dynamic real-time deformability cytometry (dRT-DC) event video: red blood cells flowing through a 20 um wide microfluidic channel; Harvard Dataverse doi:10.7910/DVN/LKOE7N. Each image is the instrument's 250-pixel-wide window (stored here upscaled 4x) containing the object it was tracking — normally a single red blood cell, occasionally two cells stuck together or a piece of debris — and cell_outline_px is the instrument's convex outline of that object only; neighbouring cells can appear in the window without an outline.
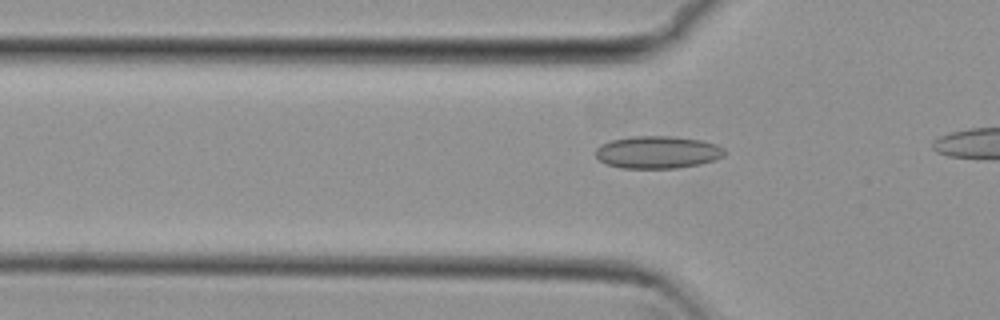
{"species": "common noctule bat (a hibernating species)", "species_latin": "Nyctalus noctula", "temperature_condition": "cold", "stored_images_in_passage": 11, "camera_frame_rate_fps": 3000, "um_per_image_px": 0.085, "animal": {"sex": "female", "body_mass_g": 29.2, "forearm_length_mm": 56.3}, "frame": {"image": 1, "passage_image": 8, "time_ms": 2.333, "image_size_px": [1000, 320], "cell_outline_px": [[728, 152], [724, 156], [700, 164], [676, 168], [620, 168], [608, 164], [600, 160], [596, 156], [596, 148], [600, 144], [612, 140], [632, 136], [672, 136], [700, 140], [716, 144], [724, 148]], "centroid_in_image_um": [55.91, 12.93], "position_along_channel_um": 69.9, "area_um2": 24.39}}